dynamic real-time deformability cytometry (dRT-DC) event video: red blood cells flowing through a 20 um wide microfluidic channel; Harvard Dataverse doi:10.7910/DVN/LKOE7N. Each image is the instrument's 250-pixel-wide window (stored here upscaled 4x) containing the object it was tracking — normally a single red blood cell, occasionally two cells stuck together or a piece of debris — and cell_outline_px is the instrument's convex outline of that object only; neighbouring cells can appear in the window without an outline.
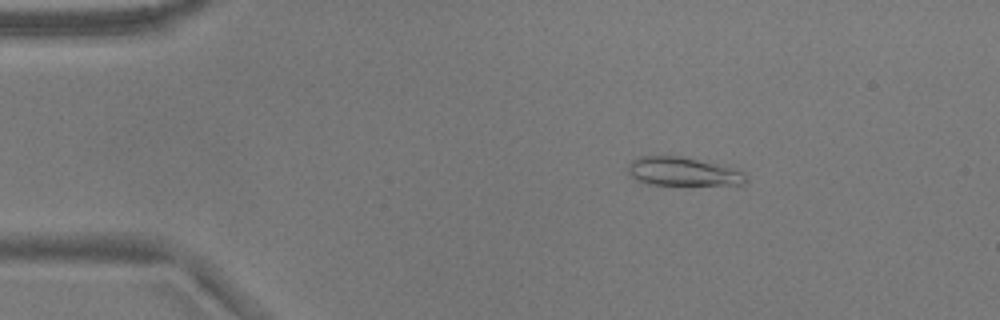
{"species": "common noctule bat (a hibernating species)", "species_latin": "Nyctalus noctula", "temperature_condition": "warm", "stored_images_in_passage": 52, "camera_frame_rate_fps": 3000, "um_per_image_px": 0.085, "animal": {"sex": "male", "body_mass_g": 17.9}, "frame": {"image": 1, "passage_image": 8, "time_ms": 2.333, "image_size_px": [1000, 320], "cell_outline_px": [[748, 180], [744, 184], [648, 184], [636, 180], [628, 172], [628, 164], [632, 160], [640, 156], [680, 156], [744, 172]], "centroid_in_image_um": [57.97, 14.59], "position_along_channel_um": 27.0, "area_um2": 19.02}}
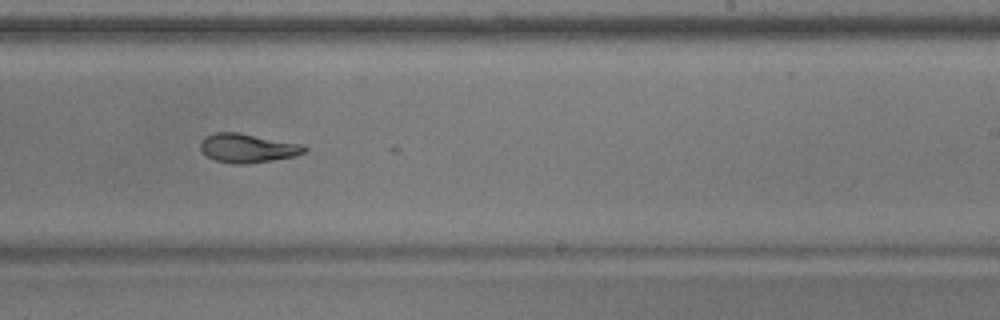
{"frame": {"image": 2, "passage_image": 32, "time_ms": 10.333, "image_size_px": [1000, 320], "cell_outline_px": [[308, 148], [304, 152], [292, 156], [272, 160], [244, 164], [236, 164], [216, 160], [208, 156], [200, 148], [200, 140], [204, 136], [216, 132], [236, 132], [304, 144]], "centroid_in_image_um": [21.03, 12.57], "position_along_channel_um": 268.0, "area_um2": 17.4}}
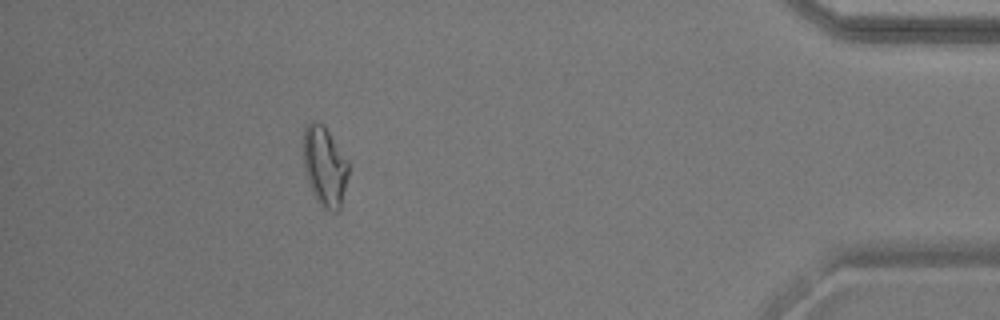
{"frame": {"image": 3, "passage_image": 47, "time_ms": 15.333, "image_size_px": [1000, 320], "cell_outline_px": [[348, 176], [340, 212], [332, 212], [324, 208], [316, 200], [312, 192], [304, 172], [304, 128], [312, 120], [316, 120], [324, 124], [348, 160]], "centroid_in_image_um": [27.61, 14.15], "position_along_channel_um": 407.6, "area_um2": 21.27}, "authors_computed_cell_mechanics": {"area_um2": 18.9006, "velocity_mm_per_s": 3.7996, "shape_relaxation_time_tau1_ms": null, "shape_relaxation_time_tau2_ms": 3.9304, "deformation_change_tau1": null, "deformation_change_tau2": 0.0883}}